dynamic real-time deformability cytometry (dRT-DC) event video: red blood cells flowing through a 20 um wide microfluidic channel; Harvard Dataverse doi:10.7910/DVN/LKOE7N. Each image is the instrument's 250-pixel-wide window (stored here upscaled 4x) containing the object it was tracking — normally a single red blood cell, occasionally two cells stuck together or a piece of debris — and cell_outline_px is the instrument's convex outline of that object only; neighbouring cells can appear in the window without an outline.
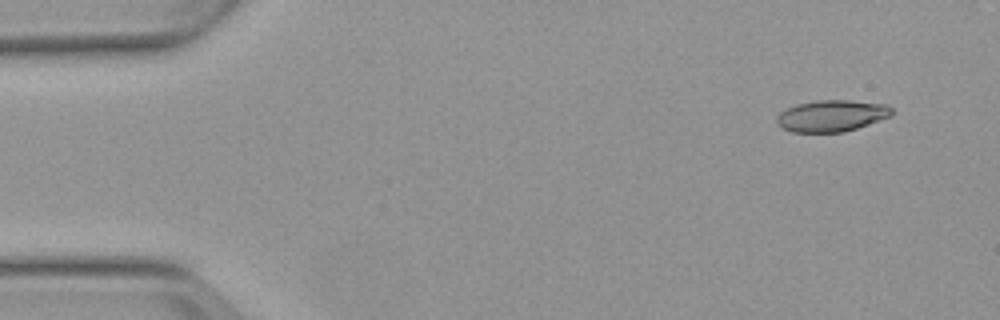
{"species": "Egyptian fruit bat (a non-hibernating species)", "species_latin": "Rousettus aegyptiacus", "temperature_condition": "warm", "stored_images_in_passage": 6, "camera_frame_rate_fps": 3000, "um_per_image_px": 0.085, "animal": {"sex": "female"}, "frame": {"image": 1, "passage_image": 1, "time_ms": 0.0, "image_size_px": [1000, 320], "cell_outline_px": [[892, 116], [844, 132], [792, 132], [776, 124], [776, 116], [780, 112], [796, 104], [816, 100], [848, 100], [888, 104], [892, 108]], "centroid_in_image_um": [70.69, 9.83], "position_along_channel_um": 14.3, "area_um2": 21.21}}
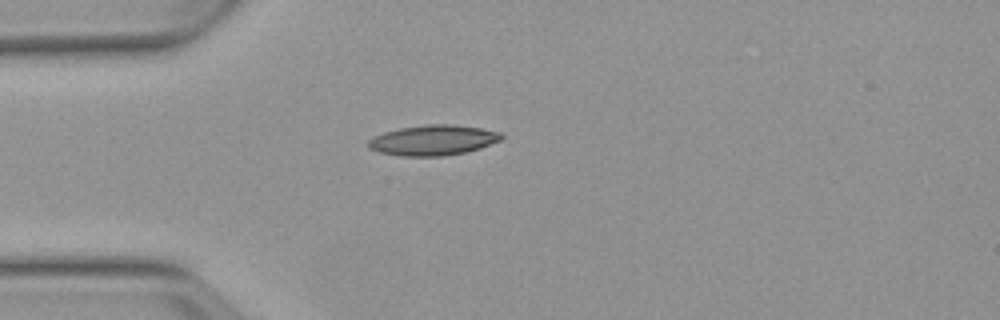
{"frame": {"image": 2, "passage_image": 4, "time_ms": 3.333, "image_size_px": [1000, 320], "cell_outline_px": [[504, 136], [500, 140], [480, 148], [464, 152], [444, 156], [400, 156], [380, 152], [368, 148], [368, 140], [372, 136], [384, 132], [400, 128], [428, 124], [452, 124], [480, 128], [500, 132]], "centroid_in_image_um": [36.78, 11.91], "position_along_channel_um": 48.2, "area_um2": 23.47}}